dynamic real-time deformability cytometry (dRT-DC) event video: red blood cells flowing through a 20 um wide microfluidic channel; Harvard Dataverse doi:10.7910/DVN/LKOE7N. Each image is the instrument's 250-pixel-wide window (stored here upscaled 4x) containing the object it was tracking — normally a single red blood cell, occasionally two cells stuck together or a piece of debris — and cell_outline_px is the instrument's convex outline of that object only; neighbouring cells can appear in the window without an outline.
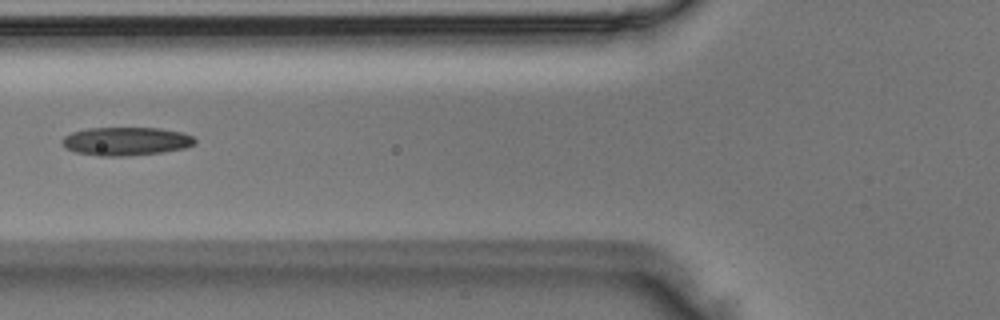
{"species": "Egyptian fruit bat (a non-hibernating species)", "species_latin": "Rousettus aegyptiacus", "temperature_condition": "room temperature", "stored_images_in_passage": 5, "camera_frame_rate_fps": 3000, "um_per_image_px": 0.085, "animal": {"sex": "male"}, "frame": {"image": 1, "passage_image": 5, "time_ms": 1.333, "image_size_px": [1000, 320], "cell_outline_px": [[196, 144], [184, 148], [160, 152], [128, 156], [96, 156], [76, 152], [64, 148], [60, 140], [64, 136], [72, 132], [88, 128], [160, 128], [184, 132], [192, 136], [196, 140]], "centroid_in_image_um": [10.69, 12.01], "position_along_channel_um": 115.1, "area_um2": 22.14}}